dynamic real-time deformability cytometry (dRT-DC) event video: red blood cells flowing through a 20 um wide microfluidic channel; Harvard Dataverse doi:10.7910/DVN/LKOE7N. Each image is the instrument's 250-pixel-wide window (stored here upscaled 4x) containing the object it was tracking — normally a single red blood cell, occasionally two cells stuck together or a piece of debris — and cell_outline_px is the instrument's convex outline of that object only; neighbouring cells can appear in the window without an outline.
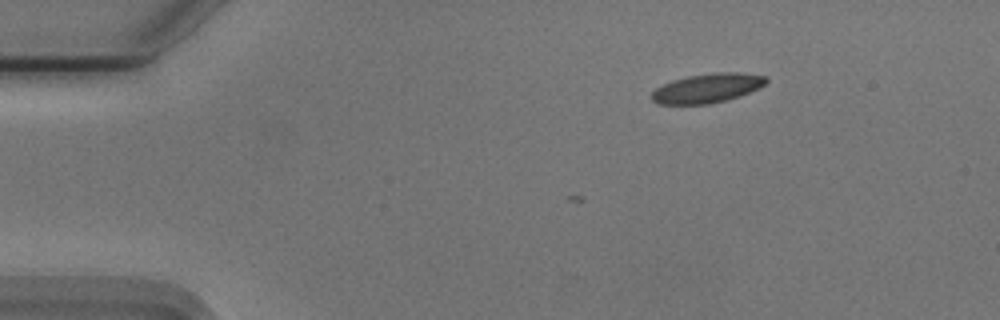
{"species": "Egyptian fruit bat (a non-hibernating species)", "species_latin": "Rousettus aegyptiacus", "temperature_condition": "cold", "stored_images_in_passage": 6, "camera_frame_rate_fps": 3000, "um_per_image_px": 0.085, "animal": {"sex": "male"}, "frame": {"image": 1, "passage_image": 1, "time_ms": 0.0, "image_size_px": [1000, 320], "cell_outline_px": [[768, 80], [764, 84], [740, 96], [708, 104], [660, 104], [652, 100], [652, 92], [656, 88], [672, 80], [688, 76], [716, 72], [740, 72], [764, 76]], "centroid_in_image_um": [60.09, 7.49], "position_along_channel_um": 24.9, "area_um2": 19.19}}